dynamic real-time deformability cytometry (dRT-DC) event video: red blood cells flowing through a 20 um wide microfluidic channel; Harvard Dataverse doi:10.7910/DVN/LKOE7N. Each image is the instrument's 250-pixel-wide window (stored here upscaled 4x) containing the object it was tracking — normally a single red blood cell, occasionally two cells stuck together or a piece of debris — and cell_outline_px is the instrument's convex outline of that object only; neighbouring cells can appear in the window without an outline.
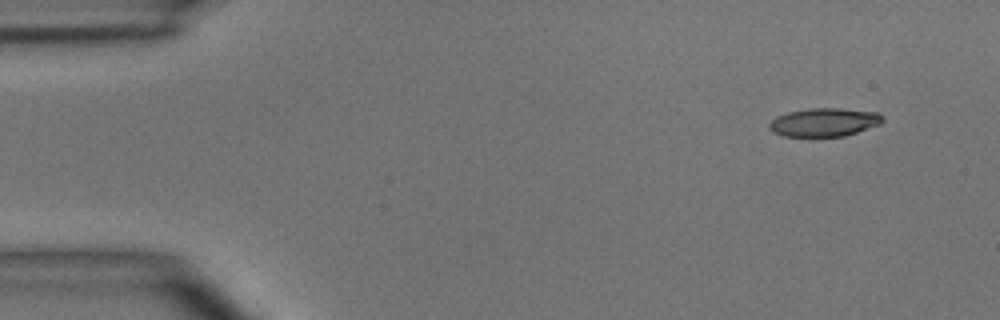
{"species": "common noctule bat (a hibernating species)", "species_latin": "Nyctalus noctula", "temperature_condition": "room temperature", "stored_images_in_passage": 3, "camera_frame_rate_fps": 3000, "um_per_image_px": 0.085, "animal": {"sex": "male", "body_mass_g": 15.6}, "frame": {"image": 1, "passage_image": 1, "time_ms": 0.0, "image_size_px": [1000, 320], "cell_outline_px": [[884, 120], [880, 124], [844, 136], [784, 136], [772, 132], [768, 128], [768, 124], [776, 116], [788, 112], [808, 108], [840, 108], [880, 112], [884, 116]], "centroid_in_image_um": [70.06, 10.38], "position_along_channel_um": 14.9, "area_um2": 18.9}}
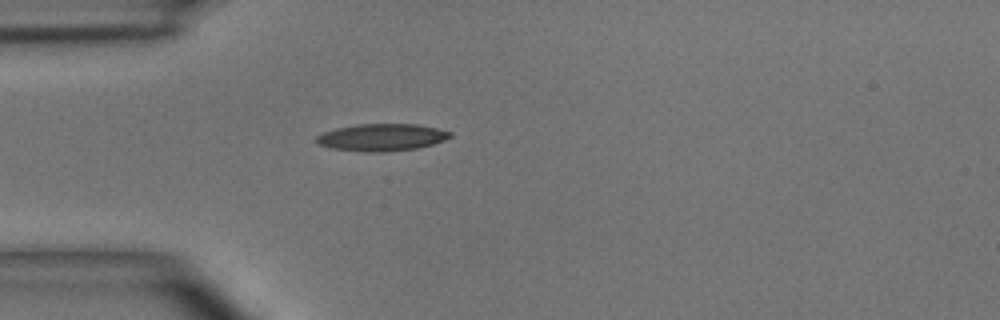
{"frame": {"image": 2, "passage_image": 3, "time_ms": 3.333, "image_size_px": [1000, 320], "cell_outline_px": [[452, 136], [444, 140], [432, 144], [416, 148], [388, 152], [364, 152], [332, 148], [316, 144], [312, 140], [316, 136], [324, 132], [336, 128], [356, 124], [416, 124], [436, 128], [452, 132]], "centroid_in_image_um": [32.4, 11.68], "position_along_channel_um": 52.6, "area_um2": 21.33}}